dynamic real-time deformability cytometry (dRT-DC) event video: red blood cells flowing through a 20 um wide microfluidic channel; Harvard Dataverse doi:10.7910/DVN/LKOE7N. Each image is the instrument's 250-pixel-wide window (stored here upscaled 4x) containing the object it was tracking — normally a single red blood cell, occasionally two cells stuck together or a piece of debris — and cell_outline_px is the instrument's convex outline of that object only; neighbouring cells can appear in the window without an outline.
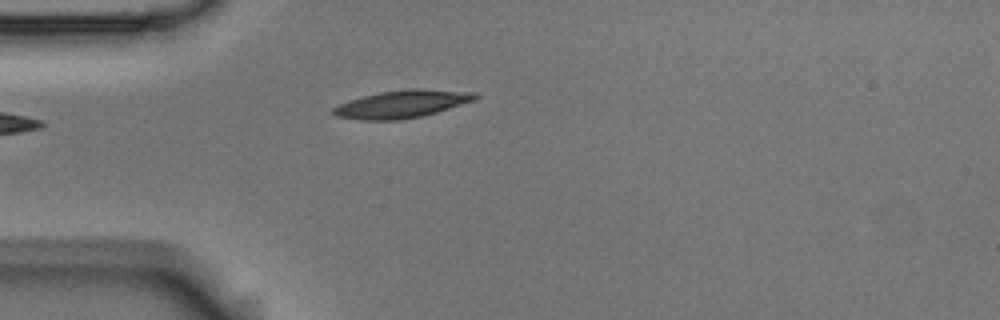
{"species": "Egyptian fruit bat (a non-hibernating species)", "species_latin": "Rousettus aegyptiacus", "temperature_condition": "room temperature", "stored_images_in_passage": 6, "camera_frame_rate_fps": 3000, "um_per_image_px": 0.085, "animal": {"sex": "male"}, "frame": {"image": 1, "passage_image": 5, "time_ms": 1.333, "image_size_px": [1000, 320], "cell_outline_px": [[480, 96], [476, 100], [436, 112], [420, 116], [396, 120], [364, 120], [336, 116], [332, 112], [332, 108], [340, 104], [364, 96], [380, 92], [412, 88], [420, 88], [472, 92]], "centroid_in_image_um": [34.2, 8.84], "position_along_channel_um": 50.8, "area_um2": 22.54}}